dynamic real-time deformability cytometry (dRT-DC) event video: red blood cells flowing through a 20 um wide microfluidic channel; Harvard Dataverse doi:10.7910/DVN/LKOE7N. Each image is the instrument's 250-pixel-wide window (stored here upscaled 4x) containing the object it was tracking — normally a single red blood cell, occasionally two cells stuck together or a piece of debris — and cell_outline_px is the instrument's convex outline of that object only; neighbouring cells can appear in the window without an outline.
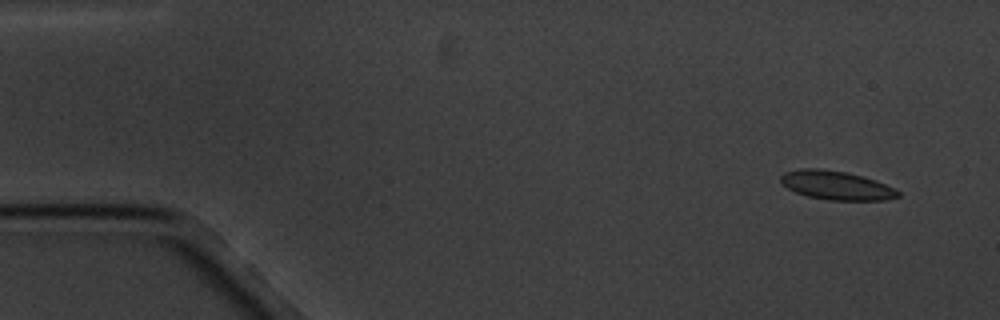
{"species": "common noctule bat (a hibernating species)", "species_latin": "Nyctalus noctula", "temperature_condition": "cold", "stored_images_in_passage": 8, "camera_frame_rate_fps": 3000, "um_per_image_px": 0.085, "animal": {"sex": "male", "body_mass_g": 20.1, "forearm_length_mm": 53.5}, "frame": {"image": 1, "passage_image": 1, "time_ms": 0.0, "image_size_px": [1000, 320], "cell_outline_px": [[900, 196], [884, 200], [828, 200], [808, 196], [796, 192], [788, 188], [780, 180], [780, 176], [784, 172], [800, 168], [820, 168], [848, 172], [864, 176], [876, 180], [900, 192]], "centroid_in_image_um": [71.08, 15.74], "position_along_channel_um": 13.9, "area_um2": 19.71}}
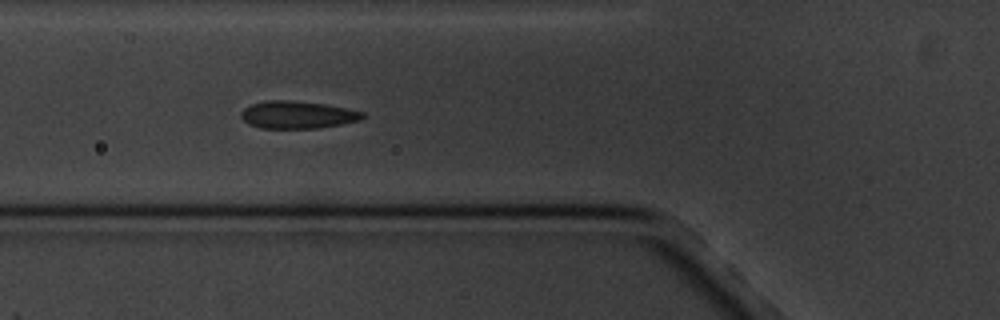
{"frame": {"image": 2, "passage_image": 6, "time_ms": 5.667, "image_size_px": [1000, 320], "cell_outline_px": [[364, 116], [360, 120], [340, 124], [316, 128], [260, 128], [248, 124], [240, 116], [240, 112], [244, 108], [252, 104], [264, 100], [296, 100], [324, 104], [348, 108], [364, 112]], "centroid_in_image_um": [25.26, 9.74], "position_along_channel_um": 100.5, "area_um2": 19.54}}
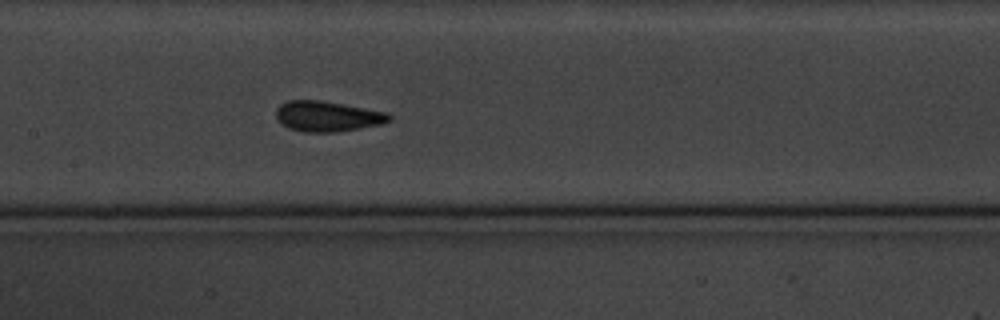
{"frame": {"image": 3, "passage_image": 8, "time_ms": 8.0, "image_size_px": [1000, 320], "cell_outline_px": [[392, 120], [380, 124], [336, 132], [304, 132], [288, 128], [280, 124], [276, 120], [276, 108], [280, 104], [288, 100], [324, 100], [388, 112], [392, 116]], "centroid_in_image_um": [27.81, 9.87], "position_along_channel_um": 179.6, "area_um2": 20.35}}